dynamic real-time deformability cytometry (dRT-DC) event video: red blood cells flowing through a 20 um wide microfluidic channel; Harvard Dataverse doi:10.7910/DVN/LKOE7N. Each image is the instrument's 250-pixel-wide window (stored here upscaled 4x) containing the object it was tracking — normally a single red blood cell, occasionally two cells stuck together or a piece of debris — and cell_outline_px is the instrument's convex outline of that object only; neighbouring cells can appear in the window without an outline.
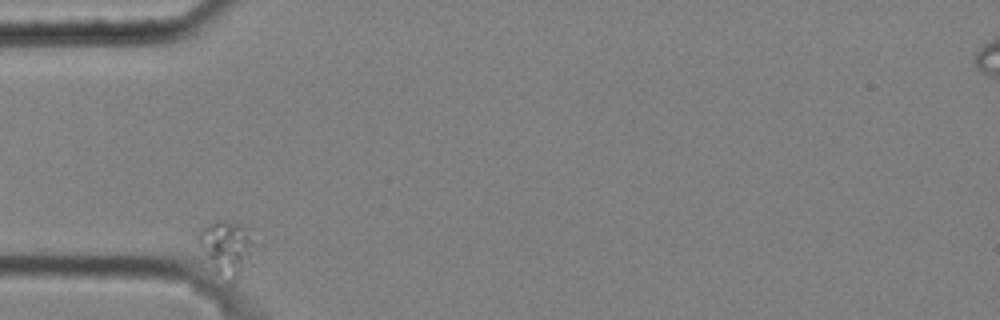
{"species": "common noctule bat (a hibernating species)", "species_latin": "Nyctalus noctula", "temperature_condition": "cold", "stored_images_in_passage": 35, "camera_frame_rate_fps": 3000, "um_per_image_px": 0.085, "animal": {"sex": "male", "body_mass_g": 20.4}, "frame": {"image": 1, "passage_image": 1, "time_ms": 0.0, "image_size_px": [1000, 320], "cell_outline_px": [[252, 240], [248, 252], [236, 280], [232, 280], [216, 272], [200, 240], [200, 232], [204, 228], [216, 220], [224, 220], [240, 224], [252, 228]], "centroid_in_image_um": [19.27, 20.94], "position_along_channel_um": 65.7, "area_um2": 15.72}}
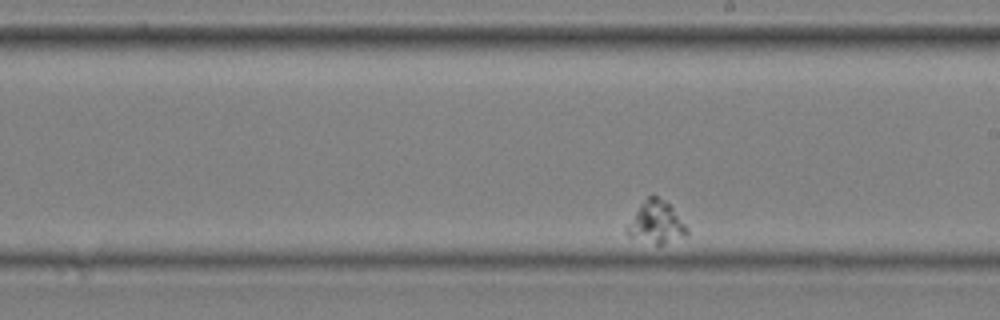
{"frame": {"image": 2, "passage_image": 20, "time_ms": 6.333, "image_size_px": [1000, 320], "cell_outline_px": [[688, 232], [684, 236], [664, 244], [656, 244], [628, 236], [624, 232], [624, 228], [648, 196], [656, 196], [664, 200], [672, 208], [688, 228]], "centroid_in_image_um": [55.75, 18.93], "position_along_channel_um": 233.2, "area_um2": 14.33}}
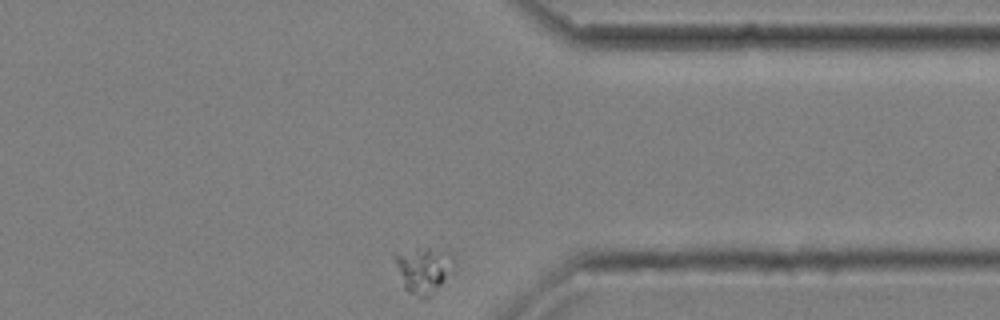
{"frame": {"image": 3, "passage_image": 35, "time_ms": 11.333, "image_size_px": [1000, 320], "cell_outline_px": [[456, 264], [440, 284], [424, 300], [408, 292], [404, 288], [392, 256], [416, 248], [428, 248], [452, 256], [456, 260]], "centroid_in_image_um": [35.96, 22.96], "position_along_channel_um": 375.4, "area_um2": 15.26}}